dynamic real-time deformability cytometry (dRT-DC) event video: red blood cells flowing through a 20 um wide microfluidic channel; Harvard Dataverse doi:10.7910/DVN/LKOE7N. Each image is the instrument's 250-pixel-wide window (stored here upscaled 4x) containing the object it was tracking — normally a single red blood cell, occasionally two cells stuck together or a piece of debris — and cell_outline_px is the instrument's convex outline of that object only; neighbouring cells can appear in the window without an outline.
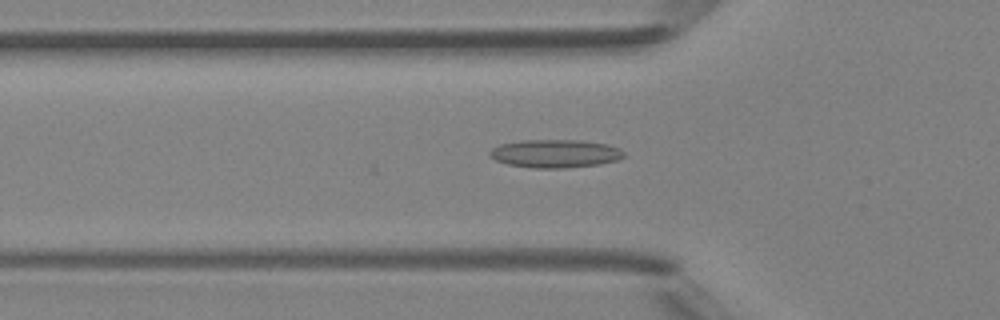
{"species": "Egyptian fruit bat (a non-hibernating species)", "species_latin": "Rousettus aegyptiacus", "temperature_condition": "room temperature", "stored_images_in_passage": 37, "camera_frame_rate_fps": 3000, "um_per_image_px": 0.085, "animal": {"sex": "female"}, "frame": {"image": 1, "passage_image": 5, "time_ms": 1.333, "image_size_px": [1000, 320], "cell_outline_px": [[624, 156], [620, 160], [600, 164], [564, 168], [532, 168], [508, 164], [496, 160], [488, 152], [492, 148], [500, 144], [524, 140], [580, 140], [608, 144], [620, 148], [624, 152]], "centroid_in_image_um": [47.23, 13.05], "position_along_channel_um": 78.6, "area_um2": 22.08}}
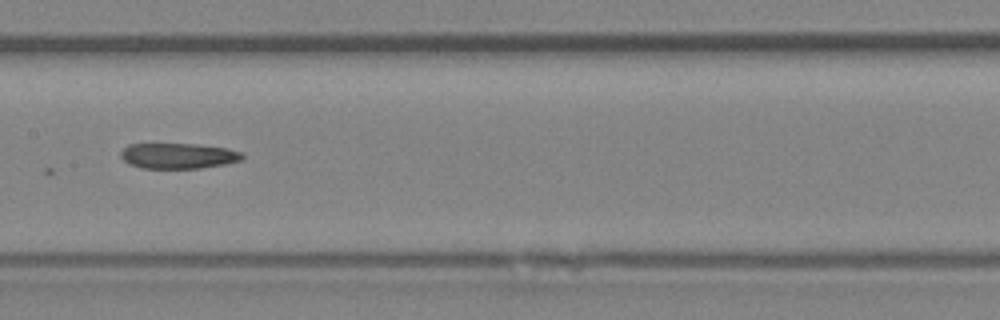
{"frame": {"image": 2, "passage_image": 13, "time_ms": 4.0, "image_size_px": [1000, 320], "cell_outline_px": [[244, 156], [240, 160], [224, 164], [200, 168], [140, 168], [128, 164], [120, 156], [120, 152], [128, 144], [196, 144], [228, 148], [240, 152]], "centroid_in_image_um": [15.11, 13.24], "position_along_channel_um": 192.3, "area_um2": 18.03}}
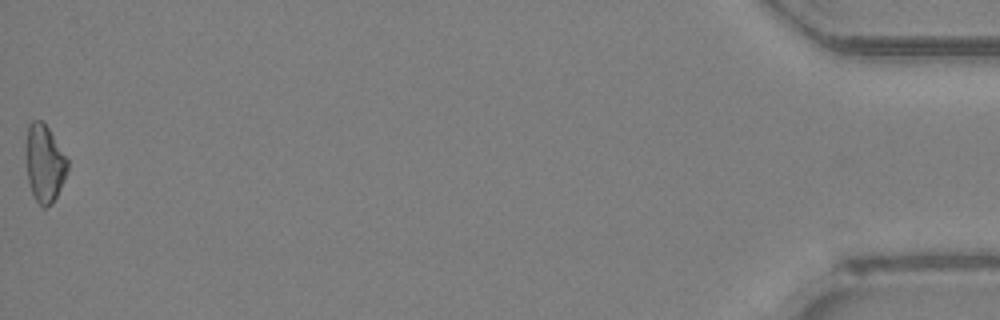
{"frame": {"image": 3, "passage_image": 37, "time_ms": 12.0, "image_size_px": [1000, 320], "cell_outline_px": [[68, 168], [64, 180], [52, 204], [44, 208], [36, 200], [32, 192], [28, 180], [24, 152], [24, 148], [28, 124], [32, 120], [40, 120], [48, 128], [68, 160]], "centroid_in_image_um": [3.74, 13.86], "position_along_channel_um": 431.5, "area_um2": 18.84}}